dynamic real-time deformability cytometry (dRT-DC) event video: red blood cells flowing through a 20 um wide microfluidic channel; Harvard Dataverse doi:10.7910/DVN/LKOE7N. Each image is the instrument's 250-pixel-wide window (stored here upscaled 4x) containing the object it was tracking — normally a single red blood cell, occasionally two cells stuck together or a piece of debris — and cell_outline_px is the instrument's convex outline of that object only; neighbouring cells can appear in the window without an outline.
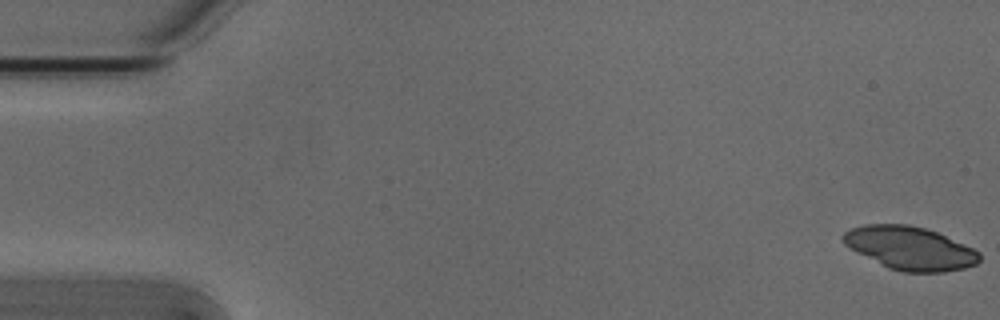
{"species": "Egyptian fruit bat (a non-hibernating species)", "species_latin": "Rousettus aegyptiacus", "temperature_condition": "cold", "stored_images_in_passage": 5, "camera_frame_rate_fps": 3000, "um_per_image_px": 0.085, "animal": {"sex": "male"}, "frame": {"image": 1, "passage_image": 1, "time_ms": 0.0, "image_size_px": [1000, 320], "cell_outline_px": [[980, 260], [976, 264], [964, 268], [944, 272], [904, 272], [888, 268], [844, 244], [840, 236], [844, 232], [852, 228], [864, 224], [908, 224], [924, 228], [936, 232], [964, 244], [980, 252]], "centroid_in_image_um": [77.35, 21.09], "position_along_channel_um": 7.7, "area_um2": 34.04}}